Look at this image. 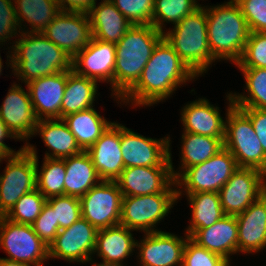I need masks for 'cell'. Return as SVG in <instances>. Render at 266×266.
Instances as JSON below:
<instances>
[{"instance_id":"cell-40","label":"cell","mask_w":266,"mask_h":266,"mask_svg":"<svg viewBox=\"0 0 266 266\" xmlns=\"http://www.w3.org/2000/svg\"><path fill=\"white\" fill-rule=\"evenodd\" d=\"M228 263L222 256L199 246L190 237L187 239L182 258V266H225Z\"/></svg>"},{"instance_id":"cell-51","label":"cell","mask_w":266,"mask_h":266,"mask_svg":"<svg viewBox=\"0 0 266 266\" xmlns=\"http://www.w3.org/2000/svg\"><path fill=\"white\" fill-rule=\"evenodd\" d=\"M2 156H3V155L0 153V162H2V161H3V160H2Z\"/></svg>"},{"instance_id":"cell-42","label":"cell","mask_w":266,"mask_h":266,"mask_svg":"<svg viewBox=\"0 0 266 266\" xmlns=\"http://www.w3.org/2000/svg\"><path fill=\"white\" fill-rule=\"evenodd\" d=\"M241 7L250 32H266V0H235Z\"/></svg>"},{"instance_id":"cell-43","label":"cell","mask_w":266,"mask_h":266,"mask_svg":"<svg viewBox=\"0 0 266 266\" xmlns=\"http://www.w3.org/2000/svg\"><path fill=\"white\" fill-rule=\"evenodd\" d=\"M31 226L38 237L48 246L60 231L59 223H55L53 209L47 202Z\"/></svg>"},{"instance_id":"cell-22","label":"cell","mask_w":266,"mask_h":266,"mask_svg":"<svg viewBox=\"0 0 266 266\" xmlns=\"http://www.w3.org/2000/svg\"><path fill=\"white\" fill-rule=\"evenodd\" d=\"M238 253H257L266 248V192L236 216Z\"/></svg>"},{"instance_id":"cell-20","label":"cell","mask_w":266,"mask_h":266,"mask_svg":"<svg viewBox=\"0 0 266 266\" xmlns=\"http://www.w3.org/2000/svg\"><path fill=\"white\" fill-rule=\"evenodd\" d=\"M72 70L40 77L26 84L38 120L61 119V105L67 76Z\"/></svg>"},{"instance_id":"cell-17","label":"cell","mask_w":266,"mask_h":266,"mask_svg":"<svg viewBox=\"0 0 266 266\" xmlns=\"http://www.w3.org/2000/svg\"><path fill=\"white\" fill-rule=\"evenodd\" d=\"M115 62V44L92 38L91 42L72 58V70L99 83H110L111 96L114 97Z\"/></svg>"},{"instance_id":"cell-19","label":"cell","mask_w":266,"mask_h":266,"mask_svg":"<svg viewBox=\"0 0 266 266\" xmlns=\"http://www.w3.org/2000/svg\"><path fill=\"white\" fill-rule=\"evenodd\" d=\"M172 167H126L115 182L123 197L163 193L175 182Z\"/></svg>"},{"instance_id":"cell-44","label":"cell","mask_w":266,"mask_h":266,"mask_svg":"<svg viewBox=\"0 0 266 266\" xmlns=\"http://www.w3.org/2000/svg\"><path fill=\"white\" fill-rule=\"evenodd\" d=\"M13 0H0V45L20 33ZM18 29V30H17ZM8 40V41H7Z\"/></svg>"},{"instance_id":"cell-29","label":"cell","mask_w":266,"mask_h":266,"mask_svg":"<svg viewBox=\"0 0 266 266\" xmlns=\"http://www.w3.org/2000/svg\"><path fill=\"white\" fill-rule=\"evenodd\" d=\"M181 138L180 170L175 171L174 167H172V173L175 179L186 168L205 162L224 148V138H213L190 132H183Z\"/></svg>"},{"instance_id":"cell-37","label":"cell","mask_w":266,"mask_h":266,"mask_svg":"<svg viewBox=\"0 0 266 266\" xmlns=\"http://www.w3.org/2000/svg\"><path fill=\"white\" fill-rule=\"evenodd\" d=\"M46 202L47 199L35 189L22 195L4 217L15 223L32 225Z\"/></svg>"},{"instance_id":"cell-52","label":"cell","mask_w":266,"mask_h":266,"mask_svg":"<svg viewBox=\"0 0 266 266\" xmlns=\"http://www.w3.org/2000/svg\"><path fill=\"white\" fill-rule=\"evenodd\" d=\"M225 266H231V262H228Z\"/></svg>"},{"instance_id":"cell-11","label":"cell","mask_w":266,"mask_h":266,"mask_svg":"<svg viewBox=\"0 0 266 266\" xmlns=\"http://www.w3.org/2000/svg\"><path fill=\"white\" fill-rule=\"evenodd\" d=\"M266 192V174L254 168L238 167L220 189L225 215L237 216Z\"/></svg>"},{"instance_id":"cell-21","label":"cell","mask_w":266,"mask_h":266,"mask_svg":"<svg viewBox=\"0 0 266 266\" xmlns=\"http://www.w3.org/2000/svg\"><path fill=\"white\" fill-rule=\"evenodd\" d=\"M120 145L121 124L113 122L87 150L101 180L115 181L124 170Z\"/></svg>"},{"instance_id":"cell-39","label":"cell","mask_w":266,"mask_h":266,"mask_svg":"<svg viewBox=\"0 0 266 266\" xmlns=\"http://www.w3.org/2000/svg\"><path fill=\"white\" fill-rule=\"evenodd\" d=\"M237 68H266V32H250Z\"/></svg>"},{"instance_id":"cell-36","label":"cell","mask_w":266,"mask_h":266,"mask_svg":"<svg viewBox=\"0 0 266 266\" xmlns=\"http://www.w3.org/2000/svg\"><path fill=\"white\" fill-rule=\"evenodd\" d=\"M200 6L197 0H154L151 25L163 33L165 22L175 25Z\"/></svg>"},{"instance_id":"cell-49","label":"cell","mask_w":266,"mask_h":266,"mask_svg":"<svg viewBox=\"0 0 266 266\" xmlns=\"http://www.w3.org/2000/svg\"><path fill=\"white\" fill-rule=\"evenodd\" d=\"M92 266H125L124 264H110L107 262H100L99 264H97L96 262L93 261V263H91Z\"/></svg>"},{"instance_id":"cell-30","label":"cell","mask_w":266,"mask_h":266,"mask_svg":"<svg viewBox=\"0 0 266 266\" xmlns=\"http://www.w3.org/2000/svg\"><path fill=\"white\" fill-rule=\"evenodd\" d=\"M83 151H87L113 123L102 117L93 107L63 118Z\"/></svg>"},{"instance_id":"cell-4","label":"cell","mask_w":266,"mask_h":266,"mask_svg":"<svg viewBox=\"0 0 266 266\" xmlns=\"http://www.w3.org/2000/svg\"><path fill=\"white\" fill-rule=\"evenodd\" d=\"M206 17L208 44L213 58L236 64L250 35L241 7L235 0L206 6Z\"/></svg>"},{"instance_id":"cell-3","label":"cell","mask_w":266,"mask_h":266,"mask_svg":"<svg viewBox=\"0 0 266 266\" xmlns=\"http://www.w3.org/2000/svg\"><path fill=\"white\" fill-rule=\"evenodd\" d=\"M163 33L151 24H133L115 44L114 100L120 99L137 83Z\"/></svg>"},{"instance_id":"cell-35","label":"cell","mask_w":266,"mask_h":266,"mask_svg":"<svg viewBox=\"0 0 266 266\" xmlns=\"http://www.w3.org/2000/svg\"><path fill=\"white\" fill-rule=\"evenodd\" d=\"M239 69L244 76L247 93H232L234 106L237 108L266 109V68Z\"/></svg>"},{"instance_id":"cell-28","label":"cell","mask_w":266,"mask_h":266,"mask_svg":"<svg viewBox=\"0 0 266 266\" xmlns=\"http://www.w3.org/2000/svg\"><path fill=\"white\" fill-rule=\"evenodd\" d=\"M64 195L83 197L101 179L87 151L65 158Z\"/></svg>"},{"instance_id":"cell-15","label":"cell","mask_w":266,"mask_h":266,"mask_svg":"<svg viewBox=\"0 0 266 266\" xmlns=\"http://www.w3.org/2000/svg\"><path fill=\"white\" fill-rule=\"evenodd\" d=\"M41 33L71 58L84 49L93 38L86 12L60 11Z\"/></svg>"},{"instance_id":"cell-9","label":"cell","mask_w":266,"mask_h":266,"mask_svg":"<svg viewBox=\"0 0 266 266\" xmlns=\"http://www.w3.org/2000/svg\"><path fill=\"white\" fill-rule=\"evenodd\" d=\"M2 160L7 164L0 174V214L5 216L22 195L37 189V170L35 156L26 148Z\"/></svg>"},{"instance_id":"cell-18","label":"cell","mask_w":266,"mask_h":266,"mask_svg":"<svg viewBox=\"0 0 266 266\" xmlns=\"http://www.w3.org/2000/svg\"><path fill=\"white\" fill-rule=\"evenodd\" d=\"M28 88L13 82L0 106V118L8 129L21 141L33 137L38 119L33 110Z\"/></svg>"},{"instance_id":"cell-23","label":"cell","mask_w":266,"mask_h":266,"mask_svg":"<svg viewBox=\"0 0 266 266\" xmlns=\"http://www.w3.org/2000/svg\"><path fill=\"white\" fill-rule=\"evenodd\" d=\"M220 109L210 104L206 98H198L183 106L181 110V123L184 132L225 138V119L221 117Z\"/></svg>"},{"instance_id":"cell-7","label":"cell","mask_w":266,"mask_h":266,"mask_svg":"<svg viewBox=\"0 0 266 266\" xmlns=\"http://www.w3.org/2000/svg\"><path fill=\"white\" fill-rule=\"evenodd\" d=\"M176 188L174 182L163 193L123 197L119 224L143 233L162 231L155 227L177 203Z\"/></svg>"},{"instance_id":"cell-26","label":"cell","mask_w":266,"mask_h":266,"mask_svg":"<svg viewBox=\"0 0 266 266\" xmlns=\"http://www.w3.org/2000/svg\"><path fill=\"white\" fill-rule=\"evenodd\" d=\"M132 231L120 224L98 230L93 255L97 253L103 262L110 264H125L124 260L136 249Z\"/></svg>"},{"instance_id":"cell-1","label":"cell","mask_w":266,"mask_h":266,"mask_svg":"<svg viewBox=\"0 0 266 266\" xmlns=\"http://www.w3.org/2000/svg\"><path fill=\"white\" fill-rule=\"evenodd\" d=\"M197 78L163 37L155 46L140 79L120 100L134 107H151Z\"/></svg>"},{"instance_id":"cell-31","label":"cell","mask_w":266,"mask_h":266,"mask_svg":"<svg viewBox=\"0 0 266 266\" xmlns=\"http://www.w3.org/2000/svg\"><path fill=\"white\" fill-rule=\"evenodd\" d=\"M97 85V81L78 75L72 70L67 76L61 105V119L67 115L94 107L95 98L98 96Z\"/></svg>"},{"instance_id":"cell-8","label":"cell","mask_w":266,"mask_h":266,"mask_svg":"<svg viewBox=\"0 0 266 266\" xmlns=\"http://www.w3.org/2000/svg\"><path fill=\"white\" fill-rule=\"evenodd\" d=\"M237 168L235 158L225 148L205 162L186 168L175 179L178 200L180 196L185 194L198 192L219 193Z\"/></svg>"},{"instance_id":"cell-41","label":"cell","mask_w":266,"mask_h":266,"mask_svg":"<svg viewBox=\"0 0 266 266\" xmlns=\"http://www.w3.org/2000/svg\"><path fill=\"white\" fill-rule=\"evenodd\" d=\"M132 24H151L154 0H110Z\"/></svg>"},{"instance_id":"cell-45","label":"cell","mask_w":266,"mask_h":266,"mask_svg":"<svg viewBox=\"0 0 266 266\" xmlns=\"http://www.w3.org/2000/svg\"><path fill=\"white\" fill-rule=\"evenodd\" d=\"M250 120L266 155V109L239 108Z\"/></svg>"},{"instance_id":"cell-48","label":"cell","mask_w":266,"mask_h":266,"mask_svg":"<svg viewBox=\"0 0 266 266\" xmlns=\"http://www.w3.org/2000/svg\"><path fill=\"white\" fill-rule=\"evenodd\" d=\"M0 266H31V265L9 260L6 258H0Z\"/></svg>"},{"instance_id":"cell-13","label":"cell","mask_w":266,"mask_h":266,"mask_svg":"<svg viewBox=\"0 0 266 266\" xmlns=\"http://www.w3.org/2000/svg\"><path fill=\"white\" fill-rule=\"evenodd\" d=\"M122 198L115 181L101 180L80 198L82 217L97 230L119 225Z\"/></svg>"},{"instance_id":"cell-27","label":"cell","mask_w":266,"mask_h":266,"mask_svg":"<svg viewBox=\"0 0 266 266\" xmlns=\"http://www.w3.org/2000/svg\"><path fill=\"white\" fill-rule=\"evenodd\" d=\"M37 134L50 149L45 153L46 158L63 159L83 151L63 119L38 120L33 136Z\"/></svg>"},{"instance_id":"cell-32","label":"cell","mask_w":266,"mask_h":266,"mask_svg":"<svg viewBox=\"0 0 266 266\" xmlns=\"http://www.w3.org/2000/svg\"><path fill=\"white\" fill-rule=\"evenodd\" d=\"M20 33H41L61 11L56 0H13ZM29 23L22 28V23ZM22 30V31H21ZM24 30V31H23Z\"/></svg>"},{"instance_id":"cell-38","label":"cell","mask_w":266,"mask_h":266,"mask_svg":"<svg viewBox=\"0 0 266 266\" xmlns=\"http://www.w3.org/2000/svg\"><path fill=\"white\" fill-rule=\"evenodd\" d=\"M52 207L55 223H59L60 230L68 228L82 217L80 198L62 195L47 199Z\"/></svg>"},{"instance_id":"cell-33","label":"cell","mask_w":266,"mask_h":266,"mask_svg":"<svg viewBox=\"0 0 266 266\" xmlns=\"http://www.w3.org/2000/svg\"><path fill=\"white\" fill-rule=\"evenodd\" d=\"M191 205V220L186 229L190 237L197 229L210 227L225 216L221 206L220 195L217 192H198L186 194Z\"/></svg>"},{"instance_id":"cell-25","label":"cell","mask_w":266,"mask_h":266,"mask_svg":"<svg viewBox=\"0 0 266 266\" xmlns=\"http://www.w3.org/2000/svg\"><path fill=\"white\" fill-rule=\"evenodd\" d=\"M96 2L89 9L88 16L93 38L116 44L133 25L110 0Z\"/></svg>"},{"instance_id":"cell-5","label":"cell","mask_w":266,"mask_h":266,"mask_svg":"<svg viewBox=\"0 0 266 266\" xmlns=\"http://www.w3.org/2000/svg\"><path fill=\"white\" fill-rule=\"evenodd\" d=\"M168 30L163 37L188 68L197 77L206 73L216 61L208 44L206 6L201 5Z\"/></svg>"},{"instance_id":"cell-16","label":"cell","mask_w":266,"mask_h":266,"mask_svg":"<svg viewBox=\"0 0 266 266\" xmlns=\"http://www.w3.org/2000/svg\"><path fill=\"white\" fill-rule=\"evenodd\" d=\"M184 237L166 231L145 233L140 242L136 241L140 266H182L189 236L185 233Z\"/></svg>"},{"instance_id":"cell-50","label":"cell","mask_w":266,"mask_h":266,"mask_svg":"<svg viewBox=\"0 0 266 266\" xmlns=\"http://www.w3.org/2000/svg\"><path fill=\"white\" fill-rule=\"evenodd\" d=\"M1 46V45H0ZM2 67H4V65H3V62H2V58H1V55H0V75H1V73H2V70H3V68Z\"/></svg>"},{"instance_id":"cell-6","label":"cell","mask_w":266,"mask_h":266,"mask_svg":"<svg viewBox=\"0 0 266 266\" xmlns=\"http://www.w3.org/2000/svg\"><path fill=\"white\" fill-rule=\"evenodd\" d=\"M224 148L235 158L238 167L254 168L266 174V155L256 136L251 120L234 106L232 93H227Z\"/></svg>"},{"instance_id":"cell-47","label":"cell","mask_w":266,"mask_h":266,"mask_svg":"<svg viewBox=\"0 0 266 266\" xmlns=\"http://www.w3.org/2000/svg\"><path fill=\"white\" fill-rule=\"evenodd\" d=\"M12 138L14 140H19L7 127V125L0 118V153L3 156L13 155L21 152L25 145H23L19 150L14 151L12 148L8 147V145L4 142L5 139Z\"/></svg>"},{"instance_id":"cell-10","label":"cell","mask_w":266,"mask_h":266,"mask_svg":"<svg viewBox=\"0 0 266 266\" xmlns=\"http://www.w3.org/2000/svg\"><path fill=\"white\" fill-rule=\"evenodd\" d=\"M0 246L6 259L31 266H43L49 260V246L33 231L31 225L0 218Z\"/></svg>"},{"instance_id":"cell-24","label":"cell","mask_w":266,"mask_h":266,"mask_svg":"<svg viewBox=\"0 0 266 266\" xmlns=\"http://www.w3.org/2000/svg\"><path fill=\"white\" fill-rule=\"evenodd\" d=\"M190 238L199 246L230 262V255L238 253V224L236 216L225 215L213 225L197 229Z\"/></svg>"},{"instance_id":"cell-12","label":"cell","mask_w":266,"mask_h":266,"mask_svg":"<svg viewBox=\"0 0 266 266\" xmlns=\"http://www.w3.org/2000/svg\"><path fill=\"white\" fill-rule=\"evenodd\" d=\"M170 135L145 137L121 124V152L124 167L173 166Z\"/></svg>"},{"instance_id":"cell-34","label":"cell","mask_w":266,"mask_h":266,"mask_svg":"<svg viewBox=\"0 0 266 266\" xmlns=\"http://www.w3.org/2000/svg\"><path fill=\"white\" fill-rule=\"evenodd\" d=\"M25 148L35 156L37 170V189L46 198L64 195V181L66 175L65 158H46L39 169V159L36 147L30 142L25 144ZM40 170V171H39Z\"/></svg>"},{"instance_id":"cell-14","label":"cell","mask_w":266,"mask_h":266,"mask_svg":"<svg viewBox=\"0 0 266 266\" xmlns=\"http://www.w3.org/2000/svg\"><path fill=\"white\" fill-rule=\"evenodd\" d=\"M98 230L81 217L68 228L62 229L49 245V259H63L69 263L93 260Z\"/></svg>"},{"instance_id":"cell-2","label":"cell","mask_w":266,"mask_h":266,"mask_svg":"<svg viewBox=\"0 0 266 266\" xmlns=\"http://www.w3.org/2000/svg\"><path fill=\"white\" fill-rule=\"evenodd\" d=\"M15 40V45L8 47L11 50L6 64L25 85L40 77L72 70L71 56L42 33L21 32Z\"/></svg>"},{"instance_id":"cell-46","label":"cell","mask_w":266,"mask_h":266,"mask_svg":"<svg viewBox=\"0 0 266 266\" xmlns=\"http://www.w3.org/2000/svg\"><path fill=\"white\" fill-rule=\"evenodd\" d=\"M61 11L88 12L96 0H56Z\"/></svg>"}]
</instances>
